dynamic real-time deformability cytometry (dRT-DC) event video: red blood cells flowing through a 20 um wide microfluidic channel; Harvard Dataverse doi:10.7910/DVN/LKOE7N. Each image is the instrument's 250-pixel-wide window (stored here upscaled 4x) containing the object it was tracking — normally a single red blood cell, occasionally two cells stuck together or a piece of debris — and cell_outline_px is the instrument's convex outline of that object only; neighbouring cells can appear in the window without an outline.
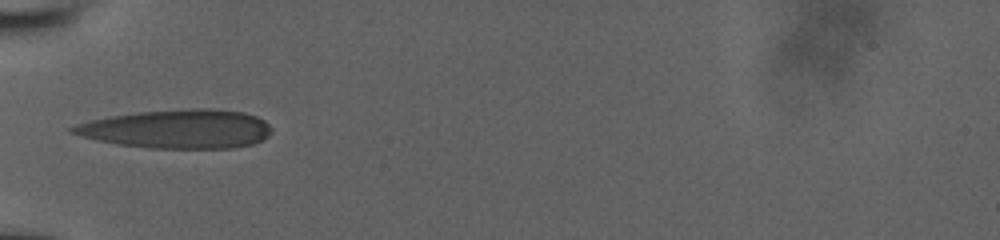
{"species": "human", "species_latin": "Homo sapiens", "temperature_condition": "room temperature", "stored_images_in_passage": 47, "camera_frame_rate_fps": 3000, "um_per_image_px": 0.085, "donor": {"sex": "male"}, "frame": {"image": 1, "passage_image": 1, "time_ms": 0.0, "image_size_px": [1000, 240], "cell_outline_px": [[272, 132], [268, 136], [252, 144], [232, 148], [152, 148], [120, 144], [100, 140], [68, 132], [68, 128], [76, 124], [92, 120], [112, 116], [140, 112], [196, 108], [208, 108], [244, 112], [256, 116], [264, 120], [272, 128]], "centroid_in_image_um": [15.13, 10.96], "position_along_channel_um": 69.9, "area_um2": 44.56}}
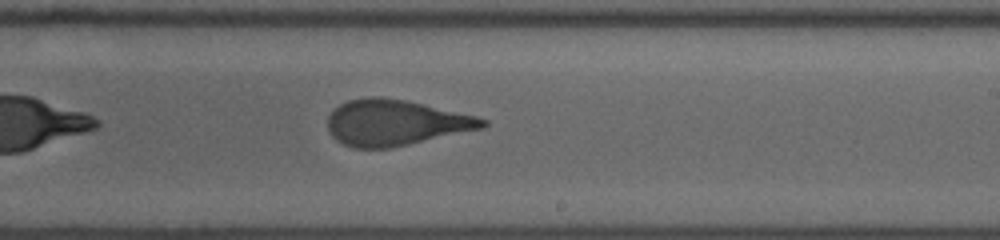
{"frame": {"image": 2, "passage_image": 20, "time_ms": 4.667, "image_size_px": [1000, 240], "cell_outline_px": [[488, 124], [484, 128], [408, 144], [388, 148], [352, 148], [336, 140], [332, 136], [328, 128], [328, 116], [340, 104], [348, 100], [372, 96], [380, 96], [404, 100], [476, 116], [488, 120]], "centroid_in_image_um": [33.6, 10.43], "position_along_channel_um": 255.4, "area_um2": 40.98}}
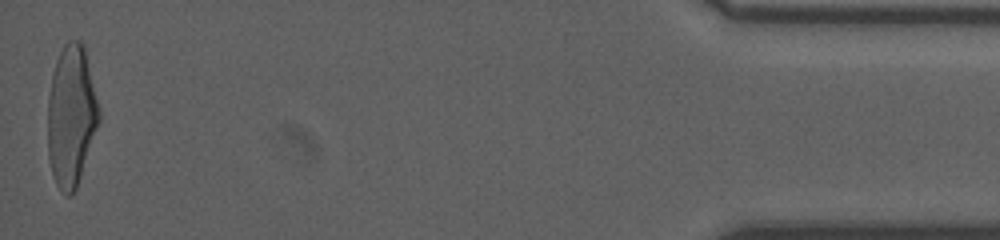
{"frame": {"image": 3, "passage_image": 46, "time_ms": 11.0, "image_size_px": [1000, 240], "cell_outline_px": [[100, 120], [76, 188], [72, 196], [64, 196], [60, 192], [56, 184], [52, 172], [48, 156], [48, 96], [52, 76], [56, 60], [64, 44], [68, 40], [80, 40], [84, 44], [100, 108]], "centroid_in_image_um": [6.06, 9.84], "position_along_channel_um": 429.1, "area_um2": 42.37}}